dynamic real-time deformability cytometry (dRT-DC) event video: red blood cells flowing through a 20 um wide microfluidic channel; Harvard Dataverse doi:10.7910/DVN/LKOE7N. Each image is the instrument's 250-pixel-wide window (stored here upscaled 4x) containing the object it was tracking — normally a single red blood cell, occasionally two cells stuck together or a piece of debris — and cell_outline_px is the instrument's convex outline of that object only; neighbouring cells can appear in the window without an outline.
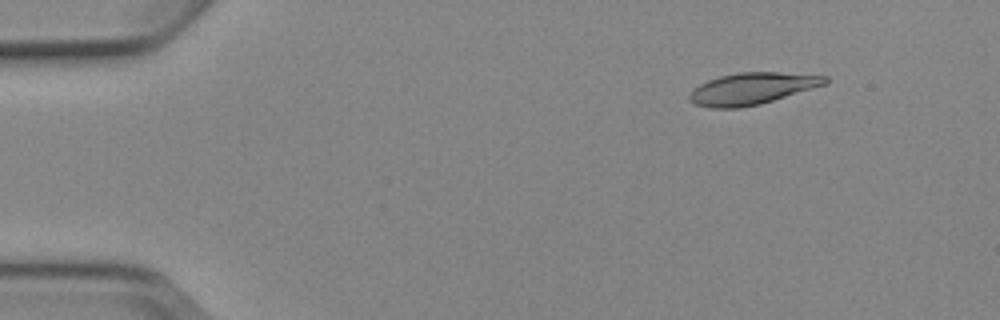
{"species": "Egyptian fruit bat (a non-hibernating species)", "species_latin": "Rousettus aegyptiacus", "temperature_condition": "cold", "stored_images_in_passage": 5, "segment_of_instrument_passage": [1, 2], "camera_frame_rate_fps": 3000, "um_per_image_px": 0.085, "animal": {"sex": "female"}, "frame": {"image": 1, "passage_image": 2, "time_ms": 1.0, "image_size_px": [1000, 320], "cell_outline_px": [[828, 84], [760, 104], [740, 108], [712, 108], [696, 104], [688, 100], [688, 96], [700, 84], [708, 80], [720, 76], [740, 72], [780, 72], [828, 76]], "centroid_in_image_um": [63.96, 7.53], "position_along_channel_um": 21.0, "area_um2": 25.03}}